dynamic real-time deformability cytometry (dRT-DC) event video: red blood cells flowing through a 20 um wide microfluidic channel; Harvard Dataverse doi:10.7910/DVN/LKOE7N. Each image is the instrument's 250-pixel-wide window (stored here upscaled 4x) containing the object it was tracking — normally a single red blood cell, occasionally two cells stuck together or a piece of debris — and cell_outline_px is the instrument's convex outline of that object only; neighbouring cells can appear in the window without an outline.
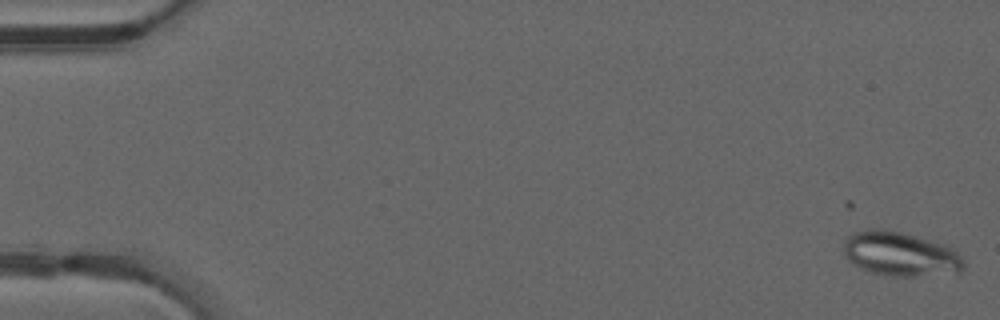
{"species": "common noctule bat (a hibernating species)", "species_latin": "Nyctalus noctula", "temperature_condition": "warm", "stored_images_in_passage": 18, "camera_frame_rate_fps": 3000, "um_per_image_px": 0.085, "animal": {"sex": "male", "forearm_length_mm": 52.5}, "frame": {"image": 1, "passage_image": 1, "time_ms": 0.0, "image_size_px": [1000, 320], "cell_outline_px": [[964, 268], [960, 272], [912, 276], [888, 276], [872, 272], [848, 260], [844, 256], [844, 240], [852, 232], [868, 228], [884, 228], [900, 232], [944, 244], [956, 248], [964, 260]], "centroid_in_image_um": [76.54, 21.57], "position_along_channel_um": 8.5, "area_um2": 31.1}}